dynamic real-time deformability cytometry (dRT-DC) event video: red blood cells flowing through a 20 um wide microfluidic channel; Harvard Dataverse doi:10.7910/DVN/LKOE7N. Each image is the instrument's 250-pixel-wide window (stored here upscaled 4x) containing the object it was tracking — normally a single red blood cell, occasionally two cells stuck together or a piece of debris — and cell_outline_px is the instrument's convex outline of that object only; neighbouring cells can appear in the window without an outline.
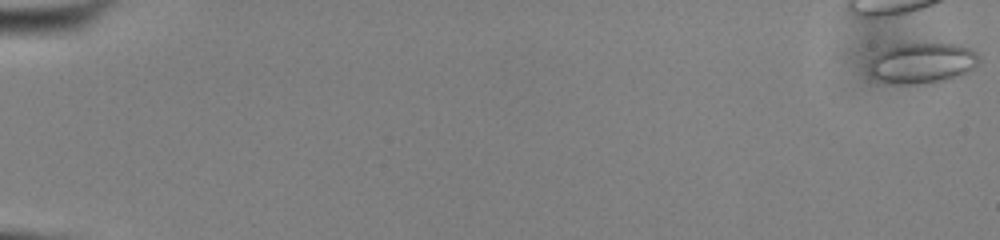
{"species": "common noctule bat (a hibernating species)", "species_latin": "Nyctalus noctula", "temperature_condition": "cold", "stored_images_in_passage": 55, "camera_frame_rate_fps": 3000, "um_per_image_px": 0.085, "animal": {"sex": "male", "body_mass_g": 13.0, "forearm_length_mm": 53.1}, "frame": {"image": 1, "passage_image": 1, "time_ms": 0.0, "image_size_px": [1000, 240], "cell_outline_px": [[980, 60], [964, 76], [952, 80], [912, 84], [900, 84], [880, 80], [872, 76], [868, 72], [868, 64], [872, 56], [876, 52], [884, 48], [900, 44], [960, 44], [976, 52], [980, 56]], "centroid_in_image_um": [78.38, 5.36], "position_along_channel_um": 6.6, "area_um2": 26.41}}